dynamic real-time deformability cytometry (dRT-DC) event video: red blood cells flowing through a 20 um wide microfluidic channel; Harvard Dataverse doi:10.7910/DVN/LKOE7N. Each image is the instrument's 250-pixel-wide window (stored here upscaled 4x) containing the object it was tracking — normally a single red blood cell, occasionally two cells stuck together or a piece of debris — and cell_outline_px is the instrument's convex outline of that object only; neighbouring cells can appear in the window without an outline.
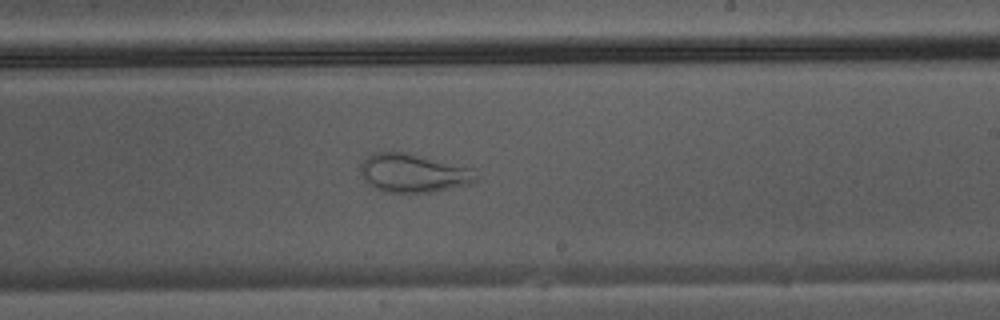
{"species": "Egyptian fruit bat (a non-hibernating species)", "species_latin": "Rousettus aegyptiacus", "temperature_condition": "warm", "stored_images_in_passage": 30, "camera_frame_rate_fps": 3000, "um_per_image_px": 0.085, "animal": {"sex": "male"}, "frame": {"image": 1, "passage_image": 13, "time_ms": 4.0, "image_size_px": [1000, 320], "cell_outline_px": [[480, 176], [476, 180], [468, 184], [432, 192], [384, 192], [368, 184], [364, 180], [360, 172], [360, 164], [372, 152], [408, 152], [472, 164]], "centroid_in_image_um": [35.26, 14.66], "position_along_channel_um": 253.7, "area_um2": 27.11}}
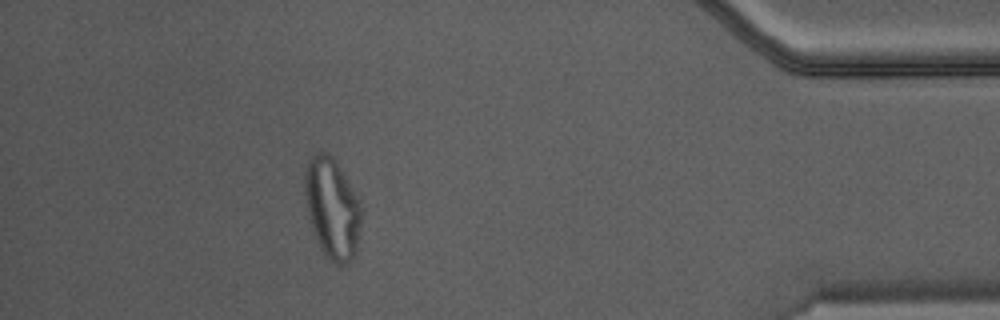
{"frame": {"image": 2, "passage_image": 26, "time_ms": 8.333, "image_size_px": [1000, 320], "cell_outline_px": [[360, 224], [356, 252], [352, 260], [344, 268], [336, 264], [320, 248], [312, 228], [308, 216], [304, 192], [304, 172], [308, 160], [320, 148], [328, 152], [336, 160], [356, 196], [360, 204]], "centroid_in_image_um": [28.21, 17.68], "position_along_channel_um": 407.0, "area_um2": 33.23}}